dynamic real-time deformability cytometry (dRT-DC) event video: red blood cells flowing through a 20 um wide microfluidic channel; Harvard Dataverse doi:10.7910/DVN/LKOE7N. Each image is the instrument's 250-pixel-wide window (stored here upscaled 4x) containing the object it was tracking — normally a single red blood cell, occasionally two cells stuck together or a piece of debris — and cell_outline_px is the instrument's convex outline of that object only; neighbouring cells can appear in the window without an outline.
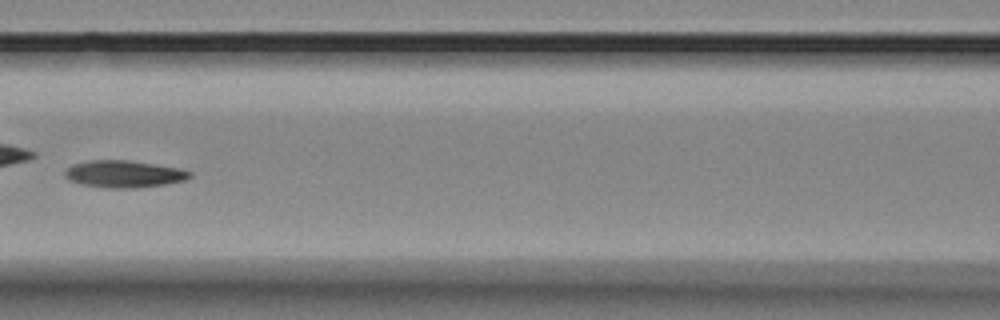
{"species": "Egyptian fruit bat (a non-hibernating species)", "species_latin": "Rousettus aegyptiacus", "temperature_condition": "room temperature", "stored_images_in_passage": 7, "camera_frame_rate_fps": 3000, "um_per_image_px": 0.085, "animal": {"sex": "female"}, "frame": {"image": 1, "passage_image": 6, "time_ms": 5.667, "image_size_px": [1000, 320], "cell_outline_px": [[192, 176], [184, 180], [164, 184], [140, 188], [104, 188], [84, 184], [68, 180], [64, 176], [64, 172], [72, 164], [88, 160], [128, 160], [180, 168], [192, 172]], "centroid_in_image_um": [10.52, 14.79], "position_along_channel_um": 156.1, "area_um2": 19.77}}
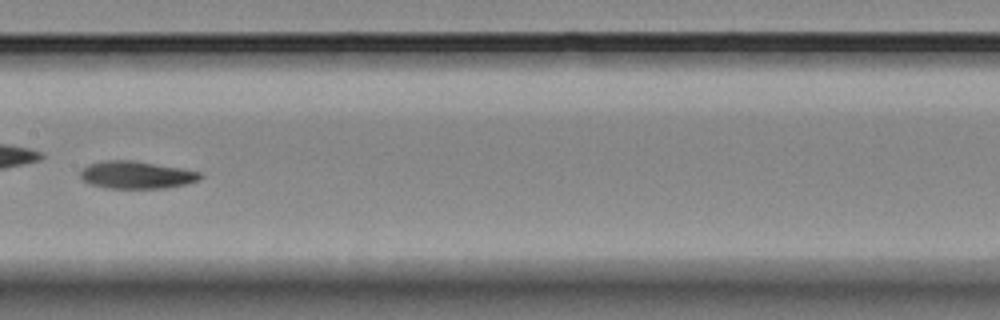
{"frame": {"image": 2, "passage_image": 7, "time_ms": 6.667, "image_size_px": [1000, 320], "cell_outline_px": [[204, 176], [200, 180], [184, 184], [164, 188], [104, 188], [88, 184], [80, 176], [80, 172], [88, 164], [104, 160], [132, 160], [180, 168], [200, 172]], "centroid_in_image_um": [11.58, 14.87], "position_along_channel_um": 195.8, "area_um2": 19.19}}